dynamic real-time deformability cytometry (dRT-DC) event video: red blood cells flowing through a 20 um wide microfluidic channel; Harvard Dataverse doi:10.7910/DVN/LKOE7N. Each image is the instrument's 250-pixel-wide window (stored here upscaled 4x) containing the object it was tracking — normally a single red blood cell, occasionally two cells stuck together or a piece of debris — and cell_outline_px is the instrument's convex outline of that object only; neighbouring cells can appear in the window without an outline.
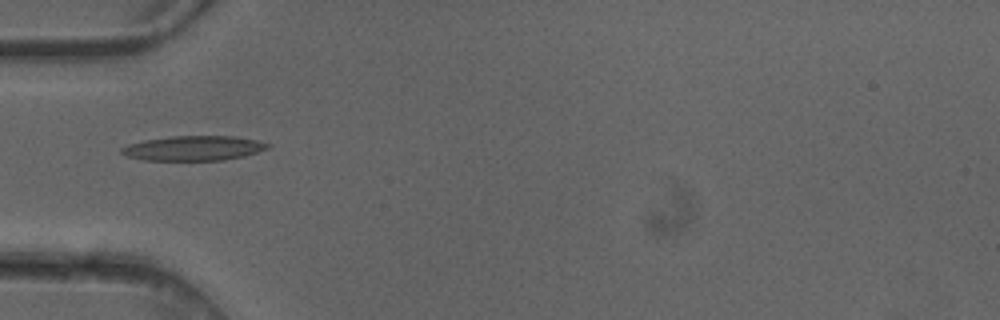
{"species": "common noctule bat (a hibernating species)", "species_latin": "Nyctalus noctula", "temperature_condition": "cold", "stored_images_in_passage": 5, "camera_frame_rate_fps": 3000, "um_per_image_px": 0.085, "animal": {"sex": "female"}, "frame": {"image": 1, "passage_image": 4, "time_ms": 1.0, "image_size_px": [1000, 320], "cell_outline_px": [[272, 144], [268, 148], [244, 156], [224, 160], [144, 160], [128, 156], [120, 152], [120, 148], [128, 144], [144, 140], [172, 136], [236, 136], [256, 140]], "centroid_in_image_um": [16.46, 12.59], "position_along_channel_um": 68.5, "area_um2": 21.04}}
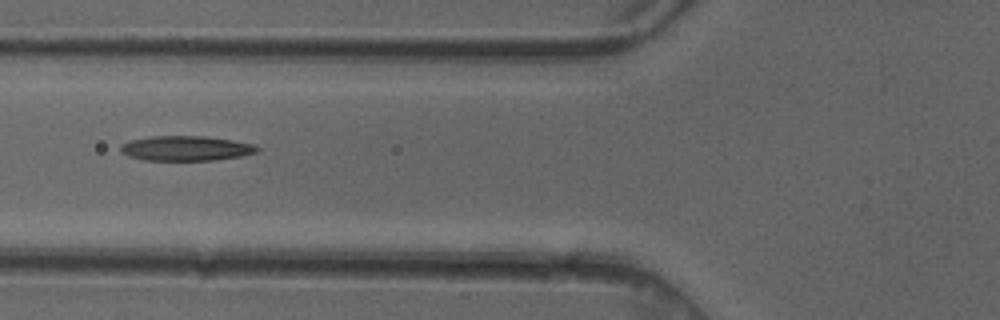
{"frame": {"image": 2, "passage_image": 5, "time_ms": 1.333, "image_size_px": [1000, 320], "cell_outline_px": [[260, 152], [240, 156], [216, 160], [144, 160], [128, 156], [120, 152], [120, 144], [128, 140], [148, 136], [204, 136], [232, 140], [256, 144], [260, 148]], "centroid_in_image_um": [15.8, 12.6], "position_along_channel_um": 110.0, "area_um2": 20.11}}